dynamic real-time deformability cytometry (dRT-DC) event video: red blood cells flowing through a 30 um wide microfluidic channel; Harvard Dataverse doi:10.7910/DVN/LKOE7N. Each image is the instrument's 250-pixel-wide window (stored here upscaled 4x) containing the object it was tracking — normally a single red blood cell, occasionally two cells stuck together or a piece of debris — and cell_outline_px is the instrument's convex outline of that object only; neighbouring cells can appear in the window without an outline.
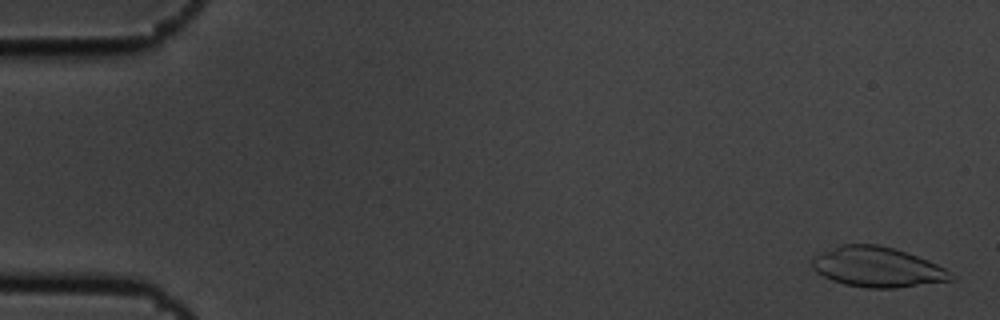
{"species": "common noctule bat (a hibernating species)", "species_latin": "Nyctalus noctula", "temperature_condition": "cold", "stored_images_in_passage": 6, "segment_of_instrument_passage": [2, 2], "camera_frame_rate_fps": 3000, "um_per_image_px": 0.085, "animal": {"sex": "male", "body_mass_g": 19.5, "forearm_length_mm": 54.6}, "frame": {"image": 1, "passage_image": 6, "time_ms": 1.667, "image_size_px": [1000, 320], "cell_outline_px": [[956, 280], [896, 288], [868, 288], [844, 284], [832, 280], [816, 272], [812, 268], [812, 256], [840, 244], [880, 244], [928, 260], [952, 272]], "centroid_in_image_um": [74.57, 22.7], "position_along_channel_um": 10.4, "area_um2": 32.54}}